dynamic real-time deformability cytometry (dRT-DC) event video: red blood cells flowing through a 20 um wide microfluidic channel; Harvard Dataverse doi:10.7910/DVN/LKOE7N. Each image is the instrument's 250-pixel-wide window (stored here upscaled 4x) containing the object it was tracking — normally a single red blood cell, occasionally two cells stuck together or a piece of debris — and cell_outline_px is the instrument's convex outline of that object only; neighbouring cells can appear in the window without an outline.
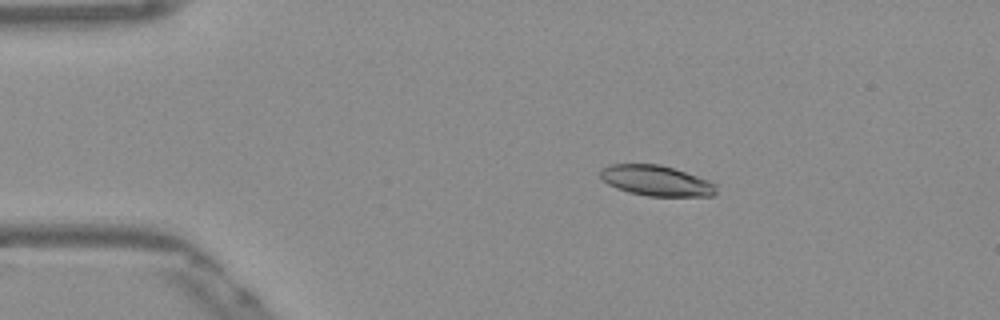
{"species": "Egyptian fruit bat (a non-hibernating species)", "species_latin": "Rousettus aegyptiacus", "temperature_condition": "warm", "stored_images_in_passage": 53, "camera_frame_rate_fps": 3000, "um_per_image_px": 0.085, "frame": {"image": 1, "passage_image": 10, "time_ms": 3.0, "image_size_px": [1000, 320], "cell_outline_px": [[716, 196], [648, 196], [628, 192], [616, 188], [608, 184], [600, 176], [600, 168], [612, 164], [660, 164], [708, 180], [716, 184]], "centroid_in_image_um": [55.77, 15.36], "position_along_channel_um": 29.2, "area_um2": 20.52}}
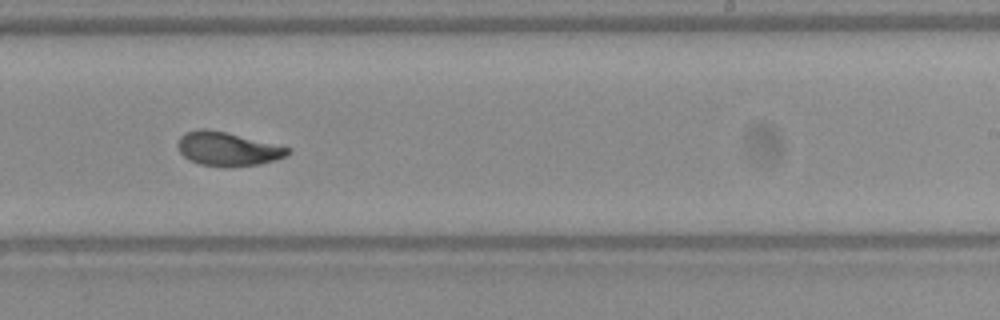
{"frame": {"image": 2, "passage_image": 33, "time_ms": 10.667, "image_size_px": [1000, 320], "cell_outline_px": [[292, 152], [276, 160], [260, 164], [232, 168], [224, 168], [200, 164], [188, 160], [180, 152], [176, 144], [180, 136], [184, 132], [200, 128], [208, 128], [292, 148]], "centroid_in_image_um": [19.32, 12.67], "position_along_channel_um": 269.7, "area_um2": 22.08}}
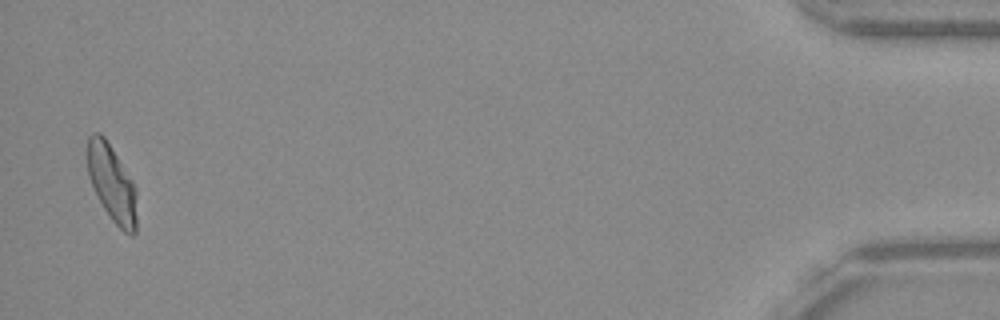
{"frame": {"image": 3, "passage_image": 52, "time_ms": 17.0, "image_size_px": [1000, 320], "cell_outline_px": [[136, 232], [132, 236], [124, 232], [112, 220], [104, 208], [88, 176], [88, 136], [92, 132], [100, 132], [104, 136], [132, 180], [136, 192]], "centroid_in_image_um": [9.52, 15.58], "position_along_channel_um": 425.7, "area_um2": 21.73}, "authors_computed_cell_mechanics": {"area_um2": 21.5594, "velocity_mm_per_s": 3.8607, "shape_relaxation_time_tau1_ms": 4.3745, "shape_relaxation_time_tau2_ms": 1.7487, "deformation_change_tau1": 0.1756, "deformation_change_tau2": 0.0637}}